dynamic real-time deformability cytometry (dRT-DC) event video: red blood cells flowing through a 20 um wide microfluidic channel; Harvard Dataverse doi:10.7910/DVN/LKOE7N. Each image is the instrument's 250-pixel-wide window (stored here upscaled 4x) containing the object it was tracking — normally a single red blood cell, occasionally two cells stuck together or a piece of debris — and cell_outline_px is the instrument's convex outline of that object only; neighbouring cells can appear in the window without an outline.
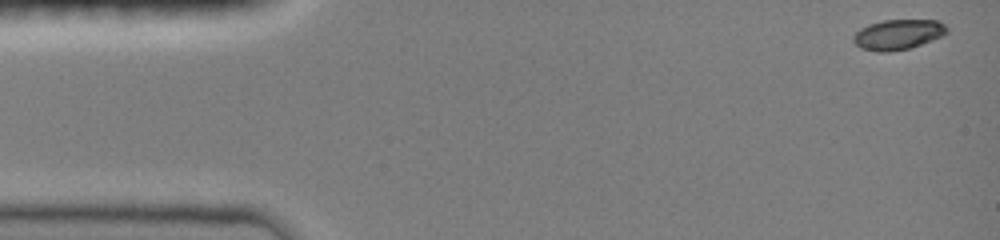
{"species": "common noctule bat (a hibernating species)", "species_latin": "Nyctalus noctula", "temperature_condition": "room temperature", "stored_images_in_passage": 86, "camera_frame_rate_fps": 3000, "um_per_image_px": 0.085, "animal": {"sex": "female", "body_mass_g": 19.0, "forearm_length_mm": 51.5}, "frame": {"image": 1, "passage_image": 1, "time_ms": 0.0, "image_size_px": [1000, 240], "cell_outline_px": [[948, 32], [932, 40], [908, 48], [888, 52], [876, 52], [860, 48], [852, 40], [852, 36], [860, 28], [868, 24], [884, 20], [936, 20], [944, 24], [948, 28]], "centroid_in_image_um": [76.29, 2.93], "position_along_channel_um": 8.7, "area_um2": 16.42}}
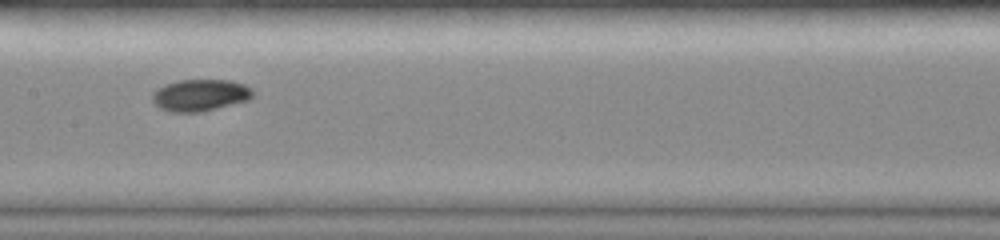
{"frame": {"image": 2, "passage_image": 44, "time_ms": 7.333, "image_size_px": [1000, 240], "cell_outline_px": [[252, 96], [248, 100], [200, 112], [172, 112], [160, 108], [152, 100], [152, 92], [156, 88], [164, 84], [180, 80], [232, 80], [244, 84], [252, 88]], "centroid_in_image_um": [16.99, 8.08], "position_along_channel_um": 190.4, "area_um2": 18.61}}
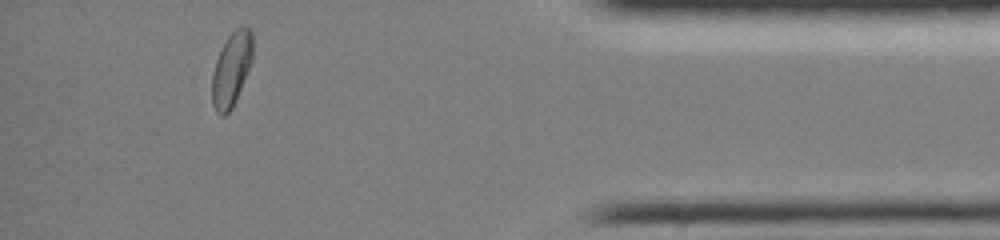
{"frame": {"image": 3, "passage_image": 83, "time_ms": 13.667, "image_size_px": [1000, 240], "cell_outline_px": [[252, 60], [236, 100], [232, 108], [224, 116], [220, 116], [216, 112], [212, 104], [212, 72], [216, 60], [228, 36], [236, 28], [248, 28], [252, 32]], "centroid_in_image_um": [19.66, 5.93], "position_along_channel_um": 415.5, "area_um2": 17.28}, "authors_computed_cell_mechanics": {"area_um2": 17.1666, "velocity_mm_per_s": 4.0692, "shape_relaxation_time_tau1_ms": 3.5051, "shape_relaxation_time_tau2_ms": null, "deformation_change_tau1": 0.1126, "deformation_change_tau2": null}}